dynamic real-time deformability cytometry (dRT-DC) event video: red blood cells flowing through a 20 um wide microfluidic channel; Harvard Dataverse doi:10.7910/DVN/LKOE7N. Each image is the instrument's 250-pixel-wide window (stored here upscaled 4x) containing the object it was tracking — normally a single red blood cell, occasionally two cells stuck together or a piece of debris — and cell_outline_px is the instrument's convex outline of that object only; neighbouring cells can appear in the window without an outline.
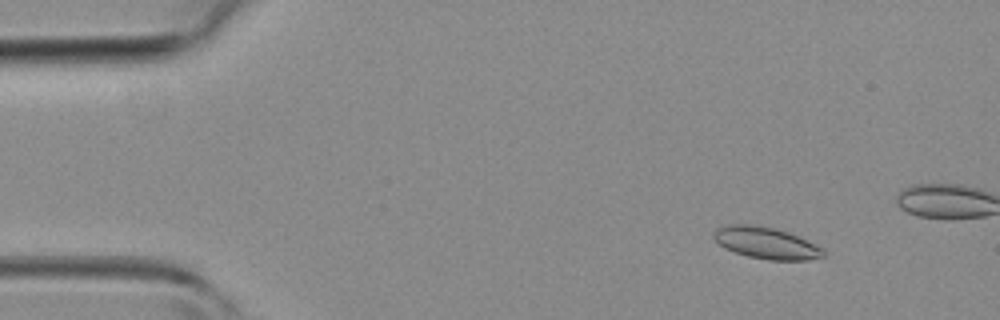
{"species": "common noctule bat (a hibernating species)", "species_latin": "Nyctalus noctula", "temperature_condition": "room temperature", "stored_images_in_passage": 9, "camera_frame_rate_fps": 3000, "um_per_image_px": 0.085, "animal": {"sex": "female", "body_mass_g": 19.3, "forearm_length_mm": 54.1}, "frame": {"image": 1, "passage_image": 1, "time_ms": 0.0, "image_size_px": [1000, 320], "cell_outline_px": [[824, 256], [808, 260], [768, 260], [748, 256], [724, 248], [712, 236], [712, 232], [716, 228], [728, 224], [756, 224], [776, 228], [788, 232], [816, 244], [824, 248]], "centroid_in_image_um": [65.11, 20.64], "position_along_channel_um": 19.9, "area_um2": 20.4}}